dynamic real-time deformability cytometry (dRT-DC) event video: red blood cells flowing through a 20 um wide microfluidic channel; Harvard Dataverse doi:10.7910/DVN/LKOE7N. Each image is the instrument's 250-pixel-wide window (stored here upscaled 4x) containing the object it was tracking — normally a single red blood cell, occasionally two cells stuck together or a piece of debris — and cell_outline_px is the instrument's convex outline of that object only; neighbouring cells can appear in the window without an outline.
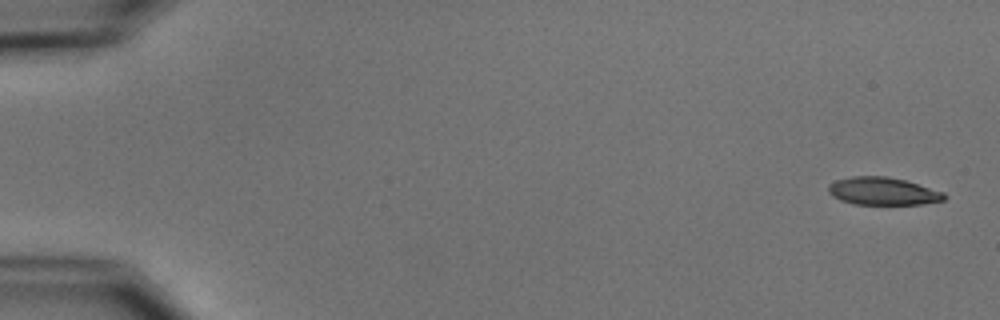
{"species": "common noctule bat (a hibernating species)", "species_latin": "Nyctalus noctula", "temperature_condition": "cold", "stored_images_in_passage": 8, "camera_frame_rate_fps": 3000, "um_per_image_px": 0.085, "animal": {"sex": "male", "body_mass_g": 15.6}, "frame": {"image": 1, "passage_image": 1, "time_ms": 0.0, "image_size_px": [1000, 320], "cell_outline_px": [[948, 196], [944, 200], [924, 204], [856, 204], [840, 200], [832, 196], [828, 192], [828, 184], [836, 180], [852, 176], [888, 176], [904, 180], [944, 192]], "centroid_in_image_um": [75.04, 16.25], "position_along_channel_um": 10.0, "area_um2": 18.73}}